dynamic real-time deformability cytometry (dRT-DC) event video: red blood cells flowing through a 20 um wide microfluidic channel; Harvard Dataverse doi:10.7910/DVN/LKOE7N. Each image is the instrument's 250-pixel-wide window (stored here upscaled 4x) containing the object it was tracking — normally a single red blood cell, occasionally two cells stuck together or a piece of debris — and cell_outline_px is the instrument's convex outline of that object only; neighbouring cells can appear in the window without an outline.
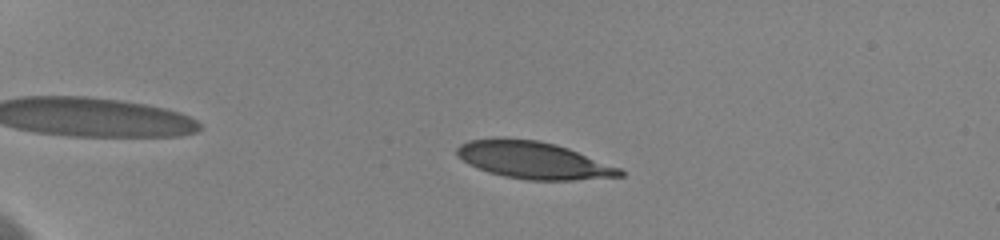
{"species": "human", "species_latin": "Homo sapiens", "temperature_condition": "cold", "stored_images_in_passage": 56, "camera_frame_rate_fps": 3000, "um_per_image_px": 0.085, "donor": {"sex": "female"}, "frame": {"image": 1, "passage_image": 13, "time_ms": 4.0, "image_size_px": [1000, 240], "cell_outline_px": [[624, 176], [572, 180], [528, 180], [504, 176], [488, 172], [468, 164], [456, 152], [456, 148], [460, 144], [468, 140], [496, 136], [504, 136], [540, 140], [556, 144], [568, 148], [620, 168], [624, 172]], "centroid_in_image_um": [45.3, 13.58], "position_along_channel_um": 39.7, "area_um2": 35.6}}
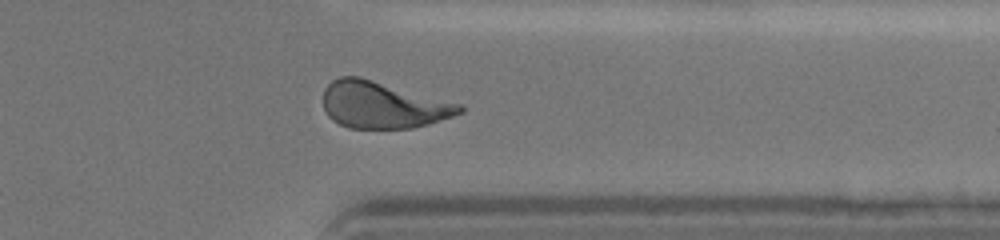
{"frame": {"image": 2, "passage_image": 47, "time_ms": 15.333, "image_size_px": [1000, 240], "cell_outline_px": [[464, 112], [428, 124], [412, 128], [348, 128], [332, 120], [328, 116], [324, 108], [324, 88], [332, 80], [340, 76], [360, 76], [460, 104], [464, 108]], "centroid_in_image_um": [32.51, 8.92], "position_along_channel_um": 378.9, "area_um2": 36.99}}
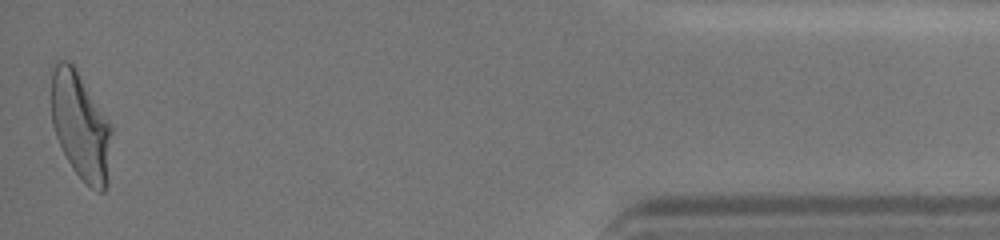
{"frame": {"image": 3, "passage_image": 56, "time_ms": 18.333, "image_size_px": [1000, 240], "cell_outline_px": [[112, 132], [108, 184], [104, 192], [100, 192], [92, 188], [72, 168], [56, 136], [52, 124], [52, 72], [56, 64], [60, 60], [68, 60], [72, 64], [112, 124]], "centroid_in_image_um": [6.89, 10.74], "position_along_channel_um": 428.3, "area_um2": 37.4}, "authors_computed_cell_mechanics": {"area_um2": 36.4718, "velocity_mm_per_s": 3.6167, "shape_relaxation_time_tau1_ms": 4.2396, "shape_relaxation_time_tau2_ms": 1.0488, "deformation_change_tau1": 0.1784, "deformation_change_tau2": 0.0692}}